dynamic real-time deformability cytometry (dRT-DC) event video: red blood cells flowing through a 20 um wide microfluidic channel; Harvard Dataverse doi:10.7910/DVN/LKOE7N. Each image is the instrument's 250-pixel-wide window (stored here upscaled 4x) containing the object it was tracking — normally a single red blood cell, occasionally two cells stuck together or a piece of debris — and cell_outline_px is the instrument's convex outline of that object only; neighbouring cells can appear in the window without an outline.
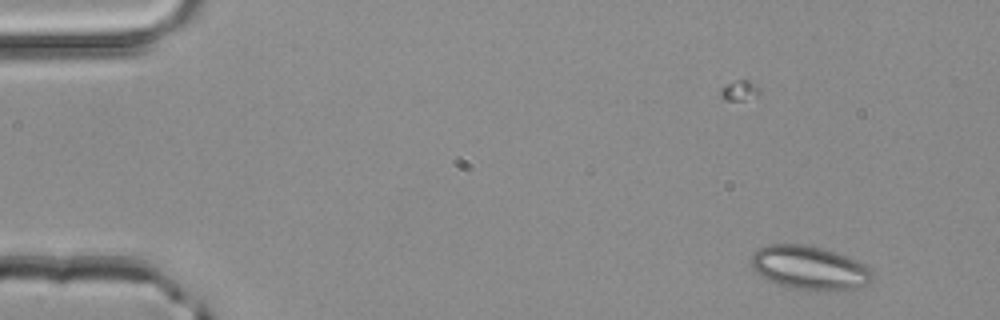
{"species": "common noctule bat (a hibernating species)", "species_latin": "Nyctalus noctula", "temperature_condition": "room temperature", "stored_images_in_passage": 6, "segment_of_instrument_passage": [1, 2], "camera_frame_rate_fps": 3000, "um_per_image_px": 0.085, "animal": {"sex": "male", "body_mass_g": 20.4}, "frame": {"image": 1, "passage_image": 3, "time_ms": 0.667, "image_size_px": [1000, 320], "cell_outline_px": [[872, 280], [868, 284], [836, 292], [796, 288], [780, 284], [768, 280], [760, 276], [752, 268], [752, 256], [760, 248], [768, 244], [804, 244], [824, 248], [848, 256], [864, 264], [872, 272]], "centroid_in_image_um": [68.83, 22.76], "position_along_channel_um": 16.2, "area_um2": 30.81}}